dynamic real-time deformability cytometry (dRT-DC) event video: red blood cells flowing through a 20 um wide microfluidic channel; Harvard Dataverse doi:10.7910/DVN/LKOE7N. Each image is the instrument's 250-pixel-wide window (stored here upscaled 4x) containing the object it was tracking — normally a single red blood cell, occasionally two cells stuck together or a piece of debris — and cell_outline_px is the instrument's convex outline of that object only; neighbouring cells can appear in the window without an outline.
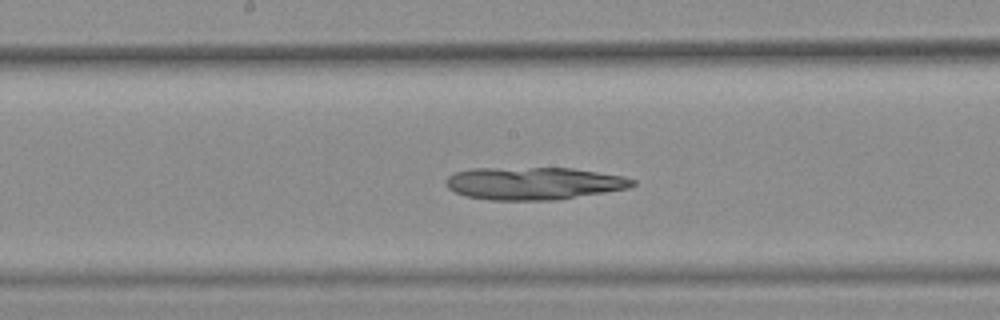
{"species": "common noctule bat (a hibernating species)", "species_latin": "Nyctalus noctula", "temperature_condition": "warm", "stored_images_in_passage": 44, "camera_frame_rate_fps": 3000, "um_per_image_px": 0.085, "animal": {"sex": "female", "body_mass_g": 25.1}, "frame": {"image": 1, "passage_image": 27, "time_ms": 8.667, "image_size_px": [1000, 320], "cell_outline_px": [[636, 184], [628, 188], [556, 200], [492, 200], [468, 196], [456, 192], [448, 188], [444, 184], [444, 180], [448, 176], [456, 172], [472, 168], [572, 168], [624, 176], [636, 180]], "centroid_in_image_um": [45.36, 15.58], "position_along_channel_um": 202.8, "area_um2": 35.37}}
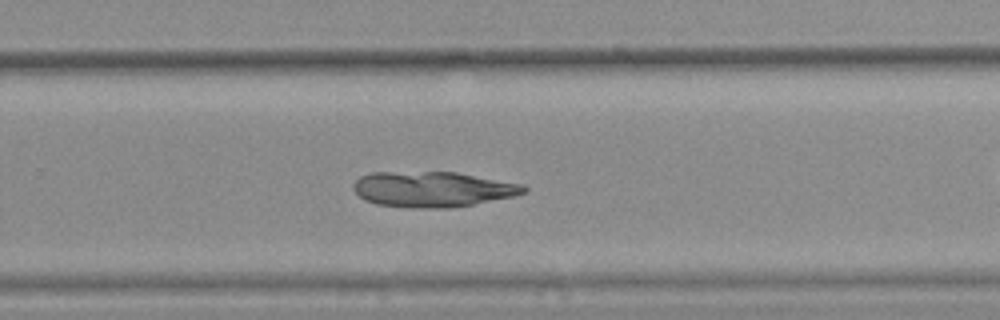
{"frame": {"image": 2, "passage_image": 34, "time_ms": 11.0, "image_size_px": [1000, 320], "cell_outline_px": [[528, 188], [524, 192], [516, 196], [472, 204], [448, 208], [408, 208], [376, 204], [364, 200], [352, 188], [352, 184], [360, 176], [372, 172], [456, 172], [520, 184]], "centroid_in_image_um": [36.72, 16.09], "position_along_channel_um": 293.1, "area_um2": 35.14}}
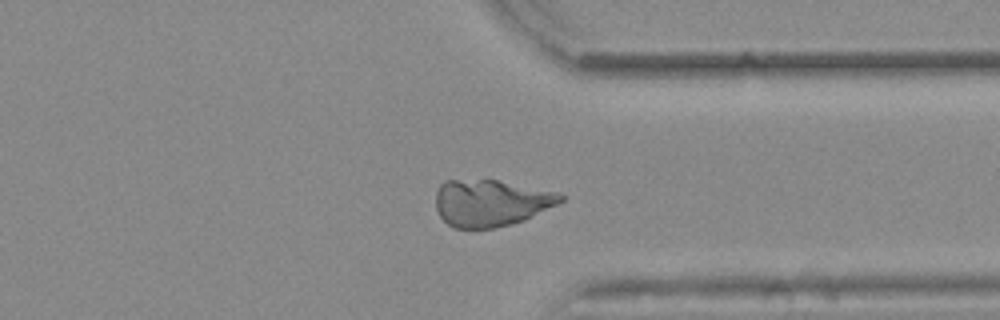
{"frame": {"image": 3, "passage_image": 40, "time_ms": 13.0, "image_size_px": [1000, 320], "cell_outline_px": [[564, 200], [524, 220], [512, 224], [492, 228], [452, 228], [440, 216], [436, 208], [436, 192], [440, 184], [444, 180], [496, 180], [556, 192], [564, 196]], "centroid_in_image_um": [41.68, 17.25], "position_along_channel_um": 369.7, "area_um2": 33.7}}